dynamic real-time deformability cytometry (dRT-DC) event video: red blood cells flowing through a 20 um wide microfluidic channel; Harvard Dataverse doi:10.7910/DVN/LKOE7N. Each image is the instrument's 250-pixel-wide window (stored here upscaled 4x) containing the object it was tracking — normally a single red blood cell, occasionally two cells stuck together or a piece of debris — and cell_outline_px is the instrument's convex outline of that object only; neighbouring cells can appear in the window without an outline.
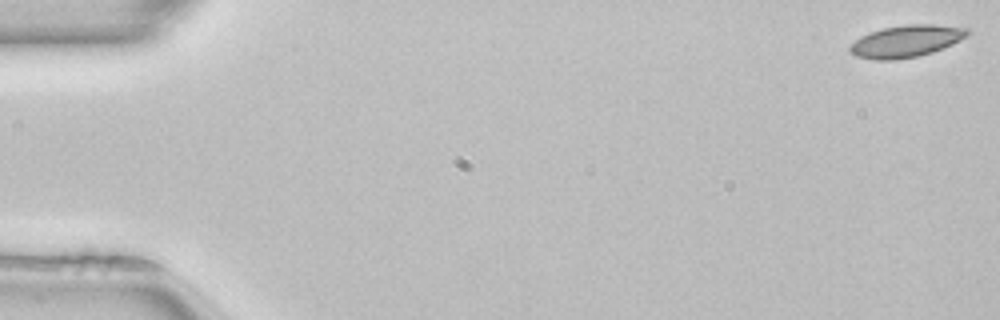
{"species": "common noctule bat (a hibernating species)", "species_latin": "Nyctalus noctula", "temperature_condition": "room temperature", "stored_images_in_passage": 9, "camera_frame_rate_fps": 3000, "um_per_image_px": 0.085, "animal": {"sex": "female", "body_mass_g": 22.7, "forearm_length_mm": 54.2}, "frame": {"image": 1, "passage_image": 1, "time_ms": 0.0, "image_size_px": [1000, 320], "cell_outline_px": [[972, 32], [968, 36], [952, 44], [932, 52], [916, 56], [896, 60], [876, 60], [856, 56], [848, 52], [848, 48], [860, 36], [868, 32], [884, 28], [908, 24], [932, 24], [972, 28]], "centroid_in_image_um": [77.05, 3.49], "position_along_channel_um": 8.0, "area_um2": 22.08}}